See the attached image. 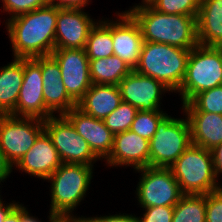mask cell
<instances>
[{
  "mask_svg": "<svg viewBox=\"0 0 222 222\" xmlns=\"http://www.w3.org/2000/svg\"><path fill=\"white\" fill-rule=\"evenodd\" d=\"M206 222H222V188L205 194Z\"/></svg>",
  "mask_w": 222,
  "mask_h": 222,
  "instance_id": "1f68e13d",
  "label": "cell"
},
{
  "mask_svg": "<svg viewBox=\"0 0 222 222\" xmlns=\"http://www.w3.org/2000/svg\"><path fill=\"white\" fill-rule=\"evenodd\" d=\"M211 151L213 155L214 171L218 179L219 174L222 173V143Z\"/></svg>",
  "mask_w": 222,
  "mask_h": 222,
  "instance_id": "d590c367",
  "label": "cell"
},
{
  "mask_svg": "<svg viewBox=\"0 0 222 222\" xmlns=\"http://www.w3.org/2000/svg\"><path fill=\"white\" fill-rule=\"evenodd\" d=\"M125 12L139 24L143 41L191 50L198 45L196 17L166 14L151 5H135Z\"/></svg>",
  "mask_w": 222,
  "mask_h": 222,
  "instance_id": "7a4b0ae2",
  "label": "cell"
},
{
  "mask_svg": "<svg viewBox=\"0 0 222 222\" xmlns=\"http://www.w3.org/2000/svg\"><path fill=\"white\" fill-rule=\"evenodd\" d=\"M121 102L118 85L92 84L77 107L96 119L104 120Z\"/></svg>",
  "mask_w": 222,
  "mask_h": 222,
  "instance_id": "44dd1931",
  "label": "cell"
},
{
  "mask_svg": "<svg viewBox=\"0 0 222 222\" xmlns=\"http://www.w3.org/2000/svg\"><path fill=\"white\" fill-rule=\"evenodd\" d=\"M43 98L46 108L53 114L64 115L77 103L68 95L61 79V70L52 55L41 56Z\"/></svg>",
  "mask_w": 222,
  "mask_h": 222,
  "instance_id": "d6986e66",
  "label": "cell"
},
{
  "mask_svg": "<svg viewBox=\"0 0 222 222\" xmlns=\"http://www.w3.org/2000/svg\"><path fill=\"white\" fill-rule=\"evenodd\" d=\"M71 218V219H64V222H87L84 218Z\"/></svg>",
  "mask_w": 222,
  "mask_h": 222,
  "instance_id": "60d3db41",
  "label": "cell"
},
{
  "mask_svg": "<svg viewBox=\"0 0 222 222\" xmlns=\"http://www.w3.org/2000/svg\"><path fill=\"white\" fill-rule=\"evenodd\" d=\"M196 25L199 45L222 47V0H201Z\"/></svg>",
  "mask_w": 222,
  "mask_h": 222,
  "instance_id": "ffe728a7",
  "label": "cell"
},
{
  "mask_svg": "<svg viewBox=\"0 0 222 222\" xmlns=\"http://www.w3.org/2000/svg\"><path fill=\"white\" fill-rule=\"evenodd\" d=\"M138 111L130 103L122 101L103 121L105 126L115 135L130 129Z\"/></svg>",
  "mask_w": 222,
  "mask_h": 222,
  "instance_id": "83f0119b",
  "label": "cell"
},
{
  "mask_svg": "<svg viewBox=\"0 0 222 222\" xmlns=\"http://www.w3.org/2000/svg\"><path fill=\"white\" fill-rule=\"evenodd\" d=\"M58 6L48 5L6 21L14 58L51 55L55 49Z\"/></svg>",
  "mask_w": 222,
  "mask_h": 222,
  "instance_id": "6da1fadb",
  "label": "cell"
},
{
  "mask_svg": "<svg viewBox=\"0 0 222 222\" xmlns=\"http://www.w3.org/2000/svg\"><path fill=\"white\" fill-rule=\"evenodd\" d=\"M145 214L139 219V222H172L174 207L172 206H155L147 207Z\"/></svg>",
  "mask_w": 222,
  "mask_h": 222,
  "instance_id": "d6a6232c",
  "label": "cell"
},
{
  "mask_svg": "<svg viewBox=\"0 0 222 222\" xmlns=\"http://www.w3.org/2000/svg\"><path fill=\"white\" fill-rule=\"evenodd\" d=\"M222 85V47L197 45L191 49L180 89L181 101L189 103L197 94Z\"/></svg>",
  "mask_w": 222,
  "mask_h": 222,
  "instance_id": "8992f818",
  "label": "cell"
},
{
  "mask_svg": "<svg viewBox=\"0 0 222 222\" xmlns=\"http://www.w3.org/2000/svg\"><path fill=\"white\" fill-rule=\"evenodd\" d=\"M44 130L50 136L63 163L93 166L98 160L88 143L64 115H53L44 120Z\"/></svg>",
  "mask_w": 222,
  "mask_h": 222,
  "instance_id": "30bf717a",
  "label": "cell"
},
{
  "mask_svg": "<svg viewBox=\"0 0 222 222\" xmlns=\"http://www.w3.org/2000/svg\"><path fill=\"white\" fill-rule=\"evenodd\" d=\"M112 21L114 55H117L133 70L139 62L143 37L139 24L127 12L117 13Z\"/></svg>",
  "mask_w": 222,
  "mask_h": 222,
  "instance_id": "2e32d148",
  "label": "cell"
},
{
  "mask_svg": "<svg viewBox=\"0 0 222 222\" xmlns=\"http://www.w3.org/2000/svg\"><path fill=\"white\" fill-rule=\"evenodd\" d=\"M201 0H154L151 6L166 14L188 15L197 18Z\"/></svg>",
  "mask_w": 222,
  "mask_h": 222,
  "instance_id": "f546056e",
  "label": "cell"
},
{
  "mask_svg": "<svg viewBox=\"0 0 222 222\" xmlns=\"http://www.w3.org/2000/svg\"><path fill=\"white\" fill-rule=\"evenodd\" d=\"M93 166L62 163L46 180L51 181L50 212L59 219L75 217L72 211L84 199L93 177Z\"/></svg>",
  "mask_w": 222,
  "mask_h": 222,
  "instance_id": "277c9868",
  "label": "cell"
},
{
  "mask_svg": "<svg viewBox=\"0 0 222 222\" xmlns=\"http://www.w3.org/2000/svg\"><path fill=\"white\" fill-rule=\"evenodd\" d=\"M26 209L27 208L21 204V222H41L34 216H31L28 210ZM48 217L50 222H57L59 220V218L51 212L49 213Z\"/></svg>",
  "mask_w": 222,
  "mask_h": 222,
  "instance_id": "74e56055",
  "label": "cell"
},
{
  "mask_svg": "<svg viewBox=\"0 0 222 222\" xmlns=\"http://www.w3.org/2000/svg\"><path fill=\"white\" fill-rule=\"evenodd\" d=\"M136 187L138 203L142 208L155 206L174 207L183 193L170 168L144 167Z\"/></svg>",
  "mask_w": 222,
  "mask_h": 222,
  "instance_id": "9c48e42d",
  "label": "cell"
},
{
  "mask_svg": "<svg viewBox=\"0 0 222 222\" xmlns=\"http://www.w3.org/2000/svg\"><path fill=\"white\" fill-rule=\"evenodd\" d=\"M191 128L195 146L213 150L222 143V115L208 112H184Z\"/></svg>",
  "mask_w": 222,
  "mask_h": 222,
  "instance_id": "7402d4cb",
  "label": "cell"
},
{
  "mask_svg": "<svg viewBox=\"0 0 222 222\" xmlns=\"http://www.w3.org/2000/svg\"><path fill=\"white\" fill-rule=\"evenodd\" d=\"M123 102L140 111H158L162 94L170 91L162 82L132 70L118 84ZM163 92V93H162Z\"/></svg>",
  "mask_w": 222,
  "mask_h": 222,
  "instance_id": "4fadbf2b",
  "label": "cell"
},
{
  "mask_svg": "<svg viewBox=\"0 0 222 222\" xmlns=\"http://www.w3.org/2000/svg\"><path fill=\"white\" fill-rule=\"evenodd\" d=\"M2 222H21V204H18Z\"/></svg>",
  "mask_w": 222,
  "mask_h": 222,
  "instance_id": "ab89813d",
  "label": "cell"
},
{
  "mask_svg": "<svg viewBox=\"0 0 222 222\" xmlns=\"http://www.w3.org/2000/svg\"><path fill=\"white\" fill-rule=\"evenodd\" d=\"M109 166L150 167V143L131 130L114 135L113 148L105 160Z\"/></svg>",
  "mask_w": 222,
  "mask_h": 222,
  "instance_id": "e0dca14e",
  "label": "cell"
},
{
  "mask_svg": "<svg viewBox=\"0 0 222 222\" xmlns=\"http://www.w3.org/2000/svg\"><path fill=\"white\" fill-rule=\"evenodd\" d=\"M183 112H208L222 115V85L197 94L182 104Z\"/></svg>",
  "mask_w": 222,
  "mask_h": 222,
  "instance_id": "4316f807",
  "label": "cell"
},
{
  "mask_svg": "<svg viewBox=\"0 0 222 222\" xmlns=\"http://www.w3.org/2000/svg\"><path fill=\"white\" fill-rule=\"evenodd\" d=\"M87 222H139L138 217L135 215L123 214H115L109 216H101V217H83Z\"/></svg>",
  "mask_w": 222,
  "mask_h": 222,
  "instance_id": "836d02e7",
  "label": "cell"
},
{
  "mask_svg": "<svg viewBox=\"0 0 222 222\" xmlns=\"http://www.w3.org/2000/svg\"><path fill=\"white\" fill-rule=\"evenodd\" d=\"M82 10L58 7L55 49H85L89 32L96 22Z\"/></svg>",
  "mask_w": 222,
  "mask_h": 222,
  "instance_id": "5bb4252c",
  "label": "cell"
},
{
  "mask_svg": "<svg viewBox=\"0 0 222 222\" xmlns=\"http://www.w3.org/2000/svg\"><path fill=\"white\" fill-rule=\"evenodd\" d=\"M62 163L50 136L44 130L32 148L15 165L30 176L46 180Z\"/></svg>",
  "mask_w": 222,
  "mask_h": 222,
  "instance_id": "ac0fdd59",
  "label": "cell"
},
{
  "mask_svg": "<svg viewBox=\"0 0 222 222\" xmlns=\"http://www.w3.org/2000/svg\"><path fill=\"white\" fill-rule=\"evenodd\" d=\"M191 50L144 41L135 71L162 82L171 92L180 89Z\"/></svg>",
  "mask_w": 222,
  "mask_h": 222,
  "instance_id": "3957f363",
  "label": "cell"
},
{
  "mask_svg": "<svg viewBox=\"0 0 222 222\" xmlns=\"http://www.w3.org/2000/svg\"><path fill=\"white\" fill-rule=\"evenodd\" d=\"M142 1H143L141 2L143 4L142 6H146V5H151L154 0H142Z\"/></svg>",
  "mask_w": 222,
  "mask_h": 222,
  "instance_id": "b9f144b4",
  "label": "cell"
},
{
  "mask_svg": "<svg viewBox=\"0 0 222 222\" xmlns=\"http://www.w3.org/2000/svg\"><path fill=\"white\" fill-rule=\"evenodd\" d=\"M57 222H64V219H59Z\"/></svg>",
  "mask_w": 222,
  "mask_h": 222,
  "instance_id": "7bdbcfd3",
  "label": "cell"
},
{
  "mask_svg": "<svg viewBox=\"0 0 222 222\" xmlns=\"http://www.w3.org/2000/svg\"><path fill=\"white\" fill-rule=\"evenodd\" d=\"M85 51L89 60L106 58L114 54L112 20L96 22L89 32Z\"/></svg>",
  "mask_w": 222,
  "mask_h": 222,
  "instance_id": "d4e9b609",
  "label": "cell"
},
{
  "mask_svg": "<svg viewBox=\"0 0 222 222\" xmlns=\"http://www.w3.org/2000/svg\"><path fill=\"white\" fill-rule=\"evenodd\" d=\"M2 3L3 10L10 14L7 20L51 4L50 0H2Z\"/></svg>",
  "mask_w": 222,
  "mask_h": 222,
  "instance_id": "4dcf8cb0",
  "label": "cell"
},
{
  "mask_svg": "<svg viewBox=\"0 0 222 222\" xmlns=\"http://www.w3.org/2000/svg\"><path fill=\"white\" fill-rule=\"evenodd\" d=\"M204 194H183L174 206L172 222H206Z\"/></svg>",
  "mask_w": 222,
  "mask_h": 222,
  "instance_id": "484cf974",
  "label": "cell"
},
{
  "mask_svg": "<svg viewBox=\"0 0 222 222\" xmlns=\"http://www.w3.org/2000/svg\"><path fill=\"white\" fill-rule=\"evenodd\" d=\"M90 0H50L52 5L68 8H83L87 6Z\"/></svg>",
  "mask_w": 222,
  "mask_h": 222,
  "instance_id": "e575fe53",
  "label": "cell"
},
{
  "mask_svg": "<svg viewBox=\"0 0 222 222\" xmlns=\"http://www.w3.org/2000/svg\"><path fill=\"white\" fill-rule=\"evenodd\" d=\"M167 115L161 109L158 111H138L129 130L150 141L156 133L157 125Z\"/></svg>",
  "mask_w": 222,
  "mask_h": 222,
  "instance_id": "f1b7e54d",
  "label": "cell"
},
{
  "mask_svg": "<svg viewBox=\"0 0 222 222\" xmlns=\"http://www.w3.org/2000/svg\"><path fill=\"white\" fill-rule=\"evenodd\" d=\"M18 203L19 202L14 203L13 201L12 203H7L8 205H4L0 197V222L7 217V215L18 205Z\"/></svg>",
  "mask_w": 222,
  "mask_h": 222,
  "instance_id": "f35d334b",
  "label": "cell"
},
{
  "mask_svg": "<svg viewBox=\"0 0 222 222\" xmlns=\"http://www.w3.org/2000/svg\"><path fill=\"white\" fill-rule=\"evenodd\" d=\"M64 116L88 143L99 160L109 157L113 148L114 134L105 126L103 120L84 113L77 106L70 109Z\"/></svg>",
  "mask_w": 222,
  "mask_h": 222,
  "instance_id": "9a60e30c",
  "label": "cell"
},
{
  "mask_svg": "<svg viewBox=\"0 0 222 222\" xmlns=\"http://www.w3.org/2000/svg\"><path fill=\"white\" fill-rule=\"evenodd\" d=\"M183 194H208L222 188L214 171L212 151L190 145L170 167Z\"/></svg>",
  "mask_w": 222,
  "mask_h": 222,
  "instance_id": "5b68a950",
  "label": "cell"
},
{
  "mask_svg": "<svg viewBox=\"0 0 222 222\" xmlns=\"http://www.w3.org/2000/svg\"><path fill=\"white\" fill-rule=\"evenodd\" d=\"M92 84L118 85L133 69L117 55L89 60Z\"/></svg>",
  "mask_w": 222,
  "mask_h": 222,
  "instance_id": "cb8c5ba5",
  "label": "cell"
},
{
  "mask_svg": "<svg viewBox=\"0 0 222 222\" xmlns=\"http://www.w3.org/2000/svg\"><path fill=\"white\" fill-rule=\"evenodd\" d=\"M150 143V167L170 168L192 145L189 120L166 115L157 125Z\"/></svg>",
  "mask_w": 222,
  "mask_h": 222,
  "instance_id": "52a82bcc",
  "label": "cell"
},
{
  "mask_svg": "<svg viewBox=\"0 0 222 222\" xmlns=\"http://www.w3.org/2000/svg\"><path fill=\"white\" fill-rule=\"evenodd\" d=\"M51 55L60 67L68 95L78 103L92 85L85 49H54Z\"/></svg>",
  "mask_w": 222,
  "mask_h": 222,
  "instance_id": "7c38bea8",
  "label": "cell"
},
{
  "mask_svg": "<svg viewBox=\"0 0 222 222\" xmlns=\"http://www.w3.org/2000/svg\"><path fill=\"white\" fill-rule=\"evenodd\" d=\"M23 78V58H14L0 68V115H9L15 110Z\"/></svg>",
  "mask_w": 222,
  "mask_h": 222,
  "instance_id": "603a6c76",
  "label": "cell"
},
{
  "mask_svg": "<svg viewBox=\"0 0 222 222\" xmlns=\"http://www.w3.org/2000/svg\"><path fill=\"white\" fill-rule=\"evenodd\" d=\"M44 131V120L0 115V146L12 167L32 148Z\"/></svg>",
  "mask_w": 222,
  "mask_h": 222,
  "instance_id": "ba28073f",
  "label": "cell"
},
{
  "mask_svg": "<svg viewBox=\"0 0 222 222\" xmlns=\"http://www.w3.org/2000/svg\"><path fill=\"white\" fill-rule=\"evenodd\" d=\"M13 167L11 164L6 160L4 153L2 152L0 146V183L1 181H5L6 178L9 177L10 173L12 172Z\"/></svg>",
  "mask_w": 222,
  "mask_h": 222,
  "instance_id": "8d00e7d4",
  "label": "cell"
},
{
  "mask_svg": "<svg viewBox=\"0 0 222 222\" xmlns=\"http://www.w3.org/2000/svg\"><path fill=\"white\" fill-rule=\"evenodd\" d=\"M23 83L15 110L16 117H31L46 120L53 114L46 108L43 98L41 56L23 58Z\"/></svg>",
  "mask_w": 222,
  "mask_h": 222,
  "instance_id": "8fae6325",
  "label": "cell"
}]
</instances>
